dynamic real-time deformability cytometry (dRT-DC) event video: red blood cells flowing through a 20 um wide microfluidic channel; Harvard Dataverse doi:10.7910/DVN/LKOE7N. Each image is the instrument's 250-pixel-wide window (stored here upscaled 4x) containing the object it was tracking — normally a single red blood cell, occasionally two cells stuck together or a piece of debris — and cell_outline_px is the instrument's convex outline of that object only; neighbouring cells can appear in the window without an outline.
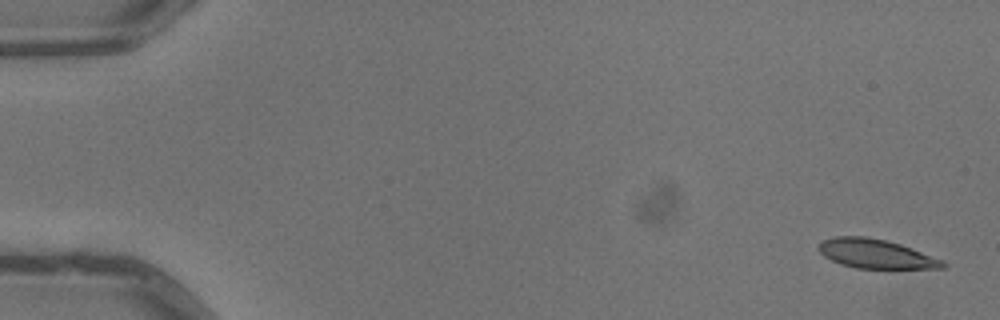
{"species": "common noctule bat (a hibernating species)", "species_latin": "Nyctalus noctula", "temperature_condition": "warm", "stored_images_in_passage": 6, "camera_frame_rate_fps": 3000, "um_per_image_px": 0.085, "animal": {"sex": "male", "body_mass_g": 13.3}, "frame": {"image": 1, "passage_image": 1, "time_ms": 0.0, "image_size_px": [1000, 320], "cell_outline_px": [[948, 268], [856, 268], [840, 264], [824, 256], [820, 252], [820, 244], [824, 240], [836, 236], [864, 236], [888, 240], [912, 248], [944, 260], [948, 264]], "centroid_in_image_um": [74.51, 21.57], "position_along_channel_um": 10.5, "area_um2": 21.04}}
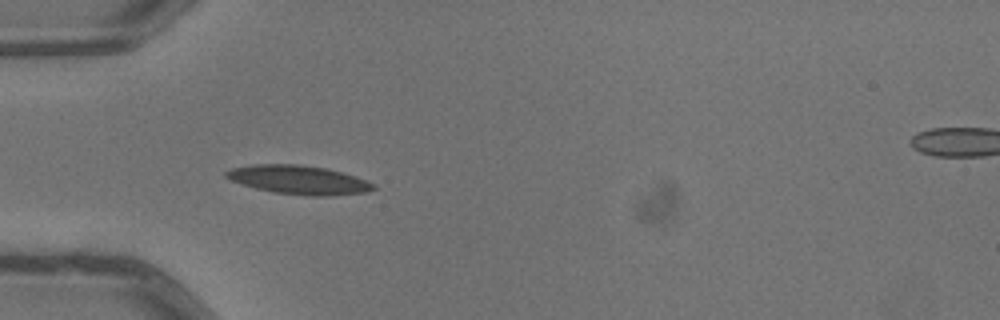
{"frame": {"image": 2, "passage_image": 5, "time_ms": 1.333, "image_size_px": [1000, 320], "cell_outline_px": [[376, 188], [368, 192], [332, 196], [312, 196], [272, 192], [256, 188], [228, 180], [224, 176], [224, 172], [232, 168], [252, 164], [296, 164], [328, 168], [344, 172], [376, 184]], "centroid_in_image_um": [25.4, 15.28], "position_along_channel_um": 59.6, "area_um2": 25.03}}
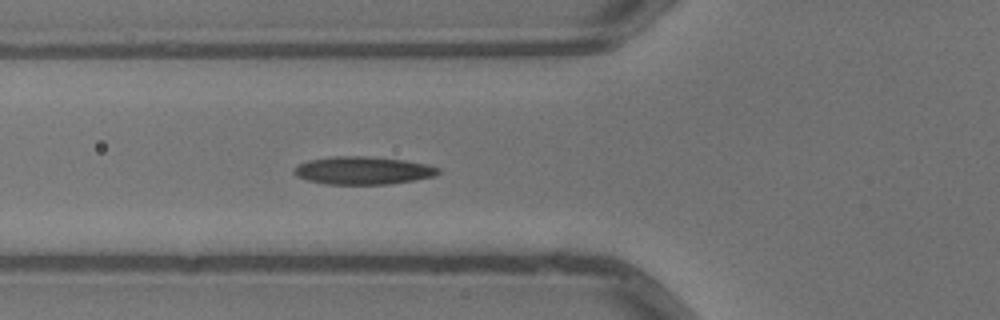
{"frame": {"image": 3, "passage_image": 6, "time_ms": 1.667, "image_size_px": [1000, 320], "cell_outline_px": [[440, 172], [436, 176], [416, 180], [388, 184], [324, 184], [308, 180], [296, 176], [292, 172], [300, 164], [308, 160], [332, 156], [368, 156], [404, 160], [428, 164], [440, 168]], "centroid_in_image_um": [30.89, 14.49], "position_along_channel_um": 94.9, "area_um2": 23.52}}